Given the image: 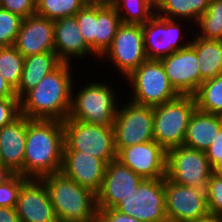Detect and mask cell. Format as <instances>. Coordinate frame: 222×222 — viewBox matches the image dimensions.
<instances>
[{"label": "cell", "mask_w": 222, "mask_h": 222, "mask_svg": "<svg viewBox=\"0 0 222 222\" xmlns=\"http://www.w3.org/2000/svg\"><path fill=\"white\" fill-rule=\"evenodd\" d=\"M73 64L62 62L20 99V114L29 119L68 118L71 109ZM72 67V68H71Z\"/></svg>", "instance_id": "obj_1"}, {"label": "cell", "mask_w": 222, "mask_h": 222, "mask_svg": "<svg viewBox=\"0 0 222 222\" xmlns=\"http://www.w3.org/2000/svg\"><path fill=\"white\" fill-rule=\"evenodd\" d=\"M64 147L63 122L29 119L23 160V176L40 179L61 171Z\"/></svg>", "instance_id": "obj_2"}, {"label": "cell", "mask_w": 222, "mask_h": 222, "mask_svg": "<svg viewBox=\"0 0 222 222\" xmlns=\"http://www.w3.org/2000/svg\"><path fill=\"white\" fill-rule=\"evenodd\" d=\"M48 191L58 222H97V196L62 172L40 178Z\"/></svg>", "instance_id": "obj_3"}, {"label": "cell", "mask_w": 222, "mask_h": 222, "mask_svg": "<svg viewBox=\"0 0 222 222\" xmlns=\"http://www.w3.org/2000/svg\"><path fill=\"white\" fill-rule=\"evenodd\" d=\"M72 87L71 109L68 118L85 123L113 126L120 95L107 82L90 81L79 90ZM77 91V92H75ZM117 100V101H116Z\"/></svg>", "instance_id": "obj_4"}, {"label": "cell", "mask_w": 222, "mask_h": 222, "mask_svg": "<svg viewBox=\"0 0 222 222\" xmlns=\"http://www.w3.org/2000/svg\"><path fill=\"white\" fill-rule=\"evenodd\" d=\"M63 151H81L106 164L117 158L113 126L85 123L67 118L63 121Z\"/></svg>", "instance_id": "obj_5"}, {"label": "cell", "mask_w": 222, "mask_h": 222, "mask_svg": "<svg viewBox=\"0 0 222 222\" xmlns=\"http://www.w3.org/2000/svg\"><path fill=\"white\" fill-rule=\"evenodd\" d=\"M196 108L192 95H179L174 100L153 107L154 140L165 151L183 145L187 126Z\"/></svg>", "instance_id": "obj_6"}, {"label": "cell", "mask_w": 222, "mask_h": 222, "mask_svg": "<svg viewBox=\"0 0 222 222\" xmlns=\"http://www.w3.org/2000/svg\"><path fill=\"white\" fill-rule=\"evenodd\" d=\"M125 80L132 91L130 101L155 107L174 100L179 94L171 86L160 60L147 59Z\"/></svg>", "instance_id": "obj_7"}, {"label": "cell", "mask_w": 222, "mask_h": 222, "mask_svg": "<svg viewBox=\"0 0 222 222\" xmlns=\"http://www.w3.org/2000/svg\"><path fill=\"white\" fill-rule=\"evenodd\" d=\"M215 170L205 152L184 145L167 151L166 177L177 184L207 192L209 178Z\"/></svg>", "instance_id": "obj_8"}, {"label": "cell", "mask_w": 222, "mask_h": 222, "mask_svg": "<svg viewBox=\"0 0 222 222\" xmlns=\"http://www.w3.org/2000/svg\"><path fill=\"white\" fill-rule=\"evenodd\" d=\"M153 121V107L140 105L129 99L126 103L119 104L113 124L116 151L153 141Z\"/></svg>", "instance_id": "obj_9"}, {"label": "cell", "mask_w": 222, "mask_h": 222, "mask_svg": "<svg viewBox=\"0 0 222 222\" xmlns=\"http://www.w3.org/2000/svg\"><path fill=\"white\" fill-rule=\"evenodd\" d=\"M114 209L143 222H168L165 178L144 179L134 193L122 199Z\"/></svg>", "instance_id": "obj_10"}, {"label": "cell", "mask_w": 222, "mask_h": 222, "mask_svg": "<svg viewBox=\"0 0 222 222\" xmlns=\"http://www.w3.org/2000/svg\"><path fill=\"white\" fill-rule=\"evenodd\" d=\"M108 60L112 68L118 69L126 79L139 65L148 58L145 53L143 28L141 24L122 23L117 30L112 45L100 58ZM115 66V67H114Z\"/></svg>", "instance_id": "obj_11"}, {"label": "cell", "mask_w": 222, "mask_h": 222, "mask_svg": "<svg viewBox=\"0 0 222 222\" xmlns=\"http://www.w3.org/2000/svg\"><path fill=\"white\" fill-rule=\"evenodd\" d=\"M145 53L148 59H161L191 45V39H184L183 28L178 19L155 15L142 25ZM185 40V41H184ZM184 41V42H181ZM181 43V44H180Z\"/></svg>", "instance_id": "obj_12"}, {"label": "cell", "mask_w": 222, "mask_h": 222, "mask_svg": "<svg viewBox=\"0 0 222 222\" xmlns=\"http://www.w3.org/2000/svg\"><path fill=\"white\" fill-rule=\"evenodd\" d=\"M165 207L168 222L203 221L210 217L206 193L165 177Z\"/></svg>", "instance_id": "obj_13"}, {"label": "cell", "mask_w": 222, "mask_h": 222, "mask_svg": "<svg viewBox=\"0 0 222 222\" xmlns=\"http://www.w3.org/2000/svg\"><path fill=\"white\" fill-rule=\"evenodd\" d=\"M116 159L143 179L166 177L167 151L155 140L123 147Z\"/></svg>", "instance_id": "obj_14"}, {"label": "cell", "mask_w": 222, "mask_h": 222, "mask_svg": "<svg viewBox=\"0 0 222 222\" xmlns=\"http://www.w3.org/2000/svg\"><path fill=\"white\" fill-rule=\"evenodd\" d=\"M171 86L179 95H194L201 85L196 51L189 45L159 59Z\"/></svg>", "instance_id": "obj_15"}, {"label": "cell", "mask_w": 222, "mask_h": 222, "mask_svg": "<svg viewBox=\"0 0 222 222\" xmlns=\"http://www.w3.org/2000/svg\"><path fill=\"white\" fill-rule=\"evenodd\" d=\"M143 180L118 159L110 161L105 168L102 186L96 193L98 209L114 208L134 193Z\"/></svg>", "instance_id": "obj_16"}, {"label": "cell", "mask_w": 222, "mask_h": 222, "mask_svg": "<svg viewBox=\"0 0 222 222\" xmlns=\"http://www.w3.org/2000/svg\"><path fill=\"white\" fill-rule=\"evenodd\" d=\"M15 209L20 222H58L41 179L29 178L22 185Z\"/></svg>", "instance_id": "obj_17"}, {"label": "cell", "mask_w": 222, "mask_h": 222, "mask_svg": "<svg viewBox=\"0 0 222 222\" xmlns=\"http://www.w3.org/2000/svg\"><path fill=\"white\" fill-rule=\"evenodd\" d=\"M14 46L24 57L55 52L54 21L36 14L23 18Z\"/></svg>", "instance_id": "obj_18"}, {"label": "cell", "mask_w": 222, "mask_h": 222, "mask_svg": "<svg viewBox=\"0 0 222 222\" xmlns=\"http://www.w3.org/2000/svg\"><path fill=\"white\" fill-rule=\"evenodd\" d=\"M106 165L102 159L81 151H63L60 172L97 193L103 183Z\"/></svg>", "instance_id": "obj_19"}, {"label": "cell", "mask_w": 222, "mask_h": 222, "mask_svg": "<svg viewBox=\"0 0 222 222\" xmlns=\"http://www.w3.org/2000/svg\"><path fill=\"white\" fill-rule=\"evenodd\" d=\"M54 47L59 59L65 63L73 64L74 58L83 60L89 54L99 60L84 41L75 16L54 21Z\"/></svg>", "instance_id": "obj_20"}, {"label": "cell", "mask_w": 222, "mask_h": 222, "mask_svg": "<svg viewBox=\"0 0 222 222\" xmlns=\"http://www.w3.org/2000/svg\"><path fill=\"white\" fill-rule=\"evenodd\" d=\"M26 133L27 117L22 114L11 123L0 128V152L3 165L13 173L22 176Z\"/></svg>", "instance_id": "obj_21"}, {"label": "cell", "mask_w": 222, "mask_h": 222, "mask_svg": "<svg viewBox=\"0 0 222 222\" xmlns=\"http://www.w3.org/2000/svg\"><path fill=\"white\" fill-rule=\"evenodd\" d=\"M221 126V115L196 108L187 126L183 145L205 152L213 142L212 139L218 136Z\"/></svg>", "instance_id": "obj_22"}, {"label": "cell", "mask_w": 222, "mask_h": 222, "mask_svg": "<svg viewBox=\"0 0 222 222\" xmlns=\"http://www.w3.org/2000/svg\"><path fill=\"white\" fill-rule=\"evenodd\" d=\"M61 63L62 61L56 52H43L24 57L23 72L18 88L15 91L16 96L21 99Z\"/></svg>", "instance_id": "obj_23"}, {"label": "cell", "mask_w": 222, "mask_h": 222, "mask_svg": "<svg viewBox=\"0 0 222 222\" xmlns=\"http://www.w3.org/2000/svg\"><path fill=\"white\" fill-rule=\"evenodd\" d=\"M190 46L197 53L201 84L222 74L221 40H207L195 35Z\"/></svg>", "instance_id": "obj_24"}, {"label": "cell", "mask_w": 222, "mask_h": 222, "mask_svg": "<svg viewBox=\"0 0 222 222\" xmlns=\"http://www.w3.org/2000/svg\"><path fill=\"white\" fill-rule=\"evenodd\" d=\"M121 18L112 5H96L95 55L100 59L112 45Z\"/></svg>", "instance_id": "obj_25"}, {"label": "cell", "mask_w": 222, "mask_h": 222, "mask_svg": "<svg viewBox=\"0 0 222 222\" xmlns=\"http://www.w3.org/2000/svg\"><path fill=\"white\" fill-rule=\"evenodd\" d=\"M210 0H155L156 14L168 19L196 23L209 6ZM180 18V19H179Z\"/></svg>", "instance_id": "obj_26"}, {"label": "cell", "mask_w": 222, "mask_h": 222, "mask_svg": "<svg viewBox=\"0 0 222 222\" xmlns=\"http://www.w3.org/2000/svg\"><path fill=\"white\" fill-rule=\"evenodd\" d=\"M112 6L124 24H145L156 13L155 0H114Z\"/></svg>", "instance_id": "obj_27"}, {"label": "cell", "mask_w": 222, "mask_h": 222, "mask_svg": "<svg viewBox=\"0 0 222 222\" xmlns=\"http://www.w3.org/2000/svg\"><path fill=\"white\" fill-rule=\"evenodd\" d=\"M193 96L197 109L222 116V74L204 81Z\"/></svg>", "instance_id": "obj_28"}, {"label": "cell", "mask_w": 222, "mask_h": 222, "mask_svg": "<svg viewBox=\"0 0 222 222\" xmlns=\"http://www.w3.org/2000/svg\"><path fill=\"white\" fill-rule=\"evenodd\" d=\"M193 30H198L197 37L207 40L222 41V0H210L207 11L200 16L197 22L191 24Z\"/></svg>", "instance_id": "obj_29"}, {"label": "cell", "mask_w": 222, "mask_h": 222, "mask_svg": "<svg viewBox=\"0 0 222 222\" xmlns=\"http://www.w3.org/2000/svg\"><path fill=\"white\" fill-rule=\"evenodd\" d=\"M24 67V56L11 46H0V72L6 82L16 91Z\"/></svg>", "instance_id": "obj_30"}, {"label": "cell", "mask_w": 222, "mask_h": 222, "mask_svg": "<svg viewBox=\"0 0 222 222\" xmlns=\"http://www.w3.org/2000/svg\"><path fill=\"white\" fill-rule=\"evenodd\" d=\"M86 4L82 0H36V15L52 21L75 16Z\"/></svg>", "instance_id": "obj_31"}, {"label": "cell", "mask_w": 222, "mask_h": 222, "mask_svg": "<svg viewBox=\"0 0 222 222\" xmlns=\"http://www.w3.org/2000/svg\"><path fill=\"white\" fill-rule=\"evenodd\" d=\"M23 18L0 7V46L14 45Z\"/></svg>", "instance_id": "obj_32"}, {"label": "cell", "mask_w": 222, "mask_h": 222, "mask_svg": "<svg viewBox=\"0 0 222 222\" xmlns=\"http://www.w3.org/2000/svg\"><path fill=\"white\" fill-rule=\"evenodd\" d=\"M75 17L84 41L95 54L96 5H85Z\"/></svg>", "instance_id": "obj_33"}, {"label": "cell", "mask_w": 222, "mask_h": 222, "mask_svg": "<svg viewBox=\"0 0 222 222\" xmlns=\"http://www.w3.org/2000/svg\"><path fill=\"white\" fill-rule=\"evenodd\" d=\"M206 199L210 217L222 219V176L216 171L209 178Z\"/></svg>", "instance_id": "obj_34"}, {"label": "cell", "mask_w": 222, "mask_h": 222, "mask_svg": "<svg viewBox=\"0 0 222 222\" xmlns=\"http://www.w3.org/2000/svg\"><path fill=\"white\" fill-rule=\"evenodd\" d=\"M28 179L14 174L7 182L0 184V207L15 208L21 187Z\"/></svg>", "instance_id": "obj_35"}, {"label": "cell", "mask_w": 222, "mask_h": 222, "mask_svg": "<svg viewBox=\"0 0 222 222\" xmlns=\"http://www.w3.org/2000/svg\"><path fill=\"white\" fill-rule=\"evenodd\" d=\"M20 115V99L18 97L0 98V128L11 123Z\"/></svg>", "instance_id": "obj_36"}, {"label": "cell", "mask_w": 222, "mask_h": 222, "mask_svg": "<svg viewBox=\"0 0 222 222\" xmlns=\"http://www.w3.org/2000/svg\"><path fill=\"white\" fill-rule=\"evenodd\" d=\"M0 7L27 18L35 15L36 0H0Z\"/></svg>", "instance_id": "obj_37"}, {"label": "cell", "mask_w": 222, "mask_h": 222, "mask_svg": "<svg viewBox=\"0 0 222 222\" xmlns=\"http://www.w3.org/2000/svg\"><path fill=\"white\" fill-rule=\"evenodd\" d=\"M213 142L205 151L211 167L216 170L222 165V126L218 136L212 139Z\"/></svg>", "instance_id": "obj_38"}, {"label": "cell", "mask_w": 222, "mask_h": 222, "mask_svg": "<svg viewBox=\"0 0 222 222\" xmlns=\"http://www.w3.org/2000/svg\"><path fill=\"white\" fill-rule=\"evenodd\" d=\"M97 222H143L135 217L125 215L114 208L98 209Z\"/></svg>", "instance_id": "obj_39"}, {"label": "cell", "mask_w": 222, "mask_h": 222, "mask_svg": "<svg viewBox=\"0 0 222 222\" xmlns=\"http://www.w3.org/2000/svg\"><path fill=\"white\" fill-rule=\"evenodd\" d=\"M0 222H20L16 209L0 207Z\"/></svg>", "instance_id": "obj_40"}, {"label": "cell", "mask_w": 222, "mask_h": 222, "mask_svg": "<svg viewBox=\"0 0 222 222\" xmlns=\"http://www.w3.org/2000/svg\"><path fill=\"white\" fill-rule=\"evenodd\" d=\"M17 97L15 90L6 82L0 72V98Z\"/></svg>", "instance_id": "obj_41"}, {"label": "cell", "mask_w": 222, "mask_h": 222, "mask_svg": "<svg viewBox=\"0 0 222 222\" xmlns=\"http://www.w3.org/2000/svg\"><path fill=\"white\" fill-rule=\"evenodd\" d=\"M15 173L5 165L0 166V184L7 182Z\"/></svg>", "instance_id": "obj_42"}, {"label": "cell", "mask_w": 222, "mask_h": 222, "mask_svg": "<svg viewBox=\"0 0 222 222\" xmlns=\"http://www.w3.org/2000/svg\"><path fill=\"white\" fill-rule=\"evenodd\" d=\"M86 5H100L108 6L112 5L114 0H82Z\"/></svg>", "instance_id": "obj_43"}, {"label": "cell", "mask_w": 222, "mask_h": 222, "mask_svg": "<svg viewBox=\"0 0 222 222\" xmlns=\"http://www.w3.org/2000/svg\"><path fill=\"white\" fill-rule=\"evenodd\" d=\"M221 219L216 218V217H209L203 221H194V222H220Z\"/></svg>", "instance_id": "obj_44"}, {"label": "cell", "mask_w": 222, "mask_h": 222, "mask_svg": "<svg viewBox=\"0 0 222 222\" xmlns=\"http://www.w3.org/2000/svg\"><path fill=\"white\" fill-rule=\"evenodd\" d=\"M218 174L222 176V165L215 170Z\"/></svg>", "instance_id": "obj_45"}, {"label": "cell", "mask_w": 222, "mask_h": 222, "mask_svg": "<svg viewBox=\"0 0 222 222\" xmlns=\"http://www.w3.org/2000/svg\"><path fill=\"white\" fill-rule=\"evenodd\" d=\"M3 165V160H2V156H1V152H0V166Z\"/></svg>", "instance_id": "obj_46"}]
</instances>
